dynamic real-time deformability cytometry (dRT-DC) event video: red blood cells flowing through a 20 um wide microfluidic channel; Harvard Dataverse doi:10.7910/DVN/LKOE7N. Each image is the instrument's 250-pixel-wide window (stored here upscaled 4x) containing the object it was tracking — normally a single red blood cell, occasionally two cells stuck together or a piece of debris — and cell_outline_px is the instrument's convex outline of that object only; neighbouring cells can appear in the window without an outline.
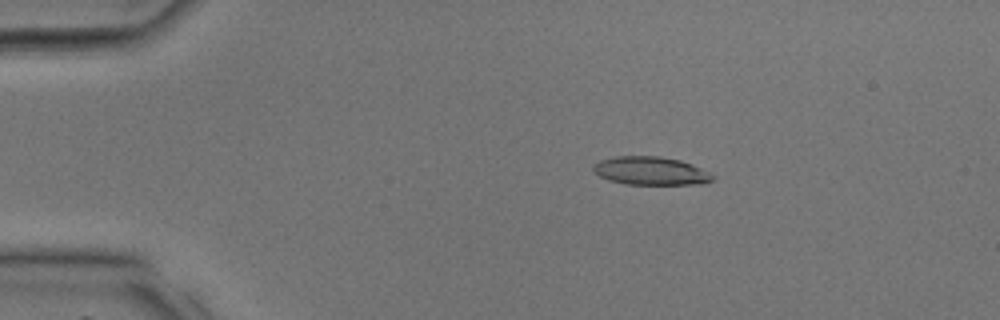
{"species": "common noctule bat (a hibernating species)", "species_latin": "Nyctalus noctula", "temperature_condition": "room temperature", "stored_images_in_passage": 31, "camera_frame_rate_fps": 3000, "um_per_image_px": 0.085, "animal": {"sex": "male", "body_mass_g": 17.9, "forearm_length_mm": 54.2}, "frame": {"image": 1, "passage_image": 1, "time_ms": 0.0, "image_size_px": [1000, 320], "cell_outline_px": [[716, 176], [712, 180], [704, 184], [624, 184], [608, 180], [600, 176], [592, 168], [600, 160], [616, 156], [660, 156], [680, 160], [692, 164]], "centroid_in_image_um": [55.33, 14.52], "position_along_channel_um": 29.7, "area_um2": 19.59}}
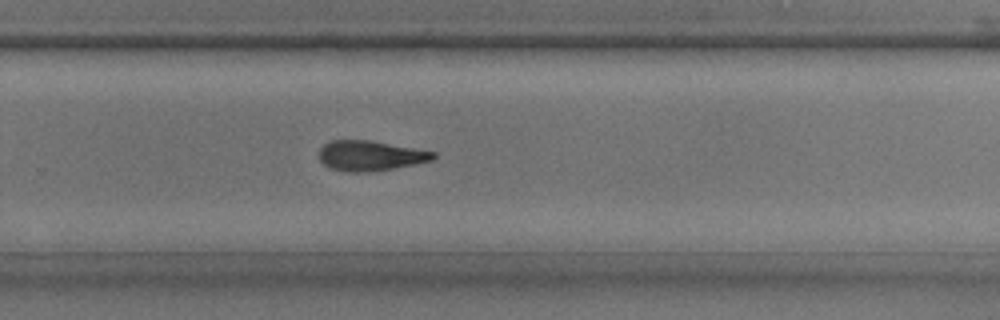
{"frame": {"image": 2, "passage_image": 19, "time_ms": 6.0, "image_size_px": [1000, 320], "cell_outline_px": [[436, 156], [432, 160], [392, 168], [368, 172], [348, 172], [332, 168], [324, 164], [320, 160], [320, 148], [324, 144], [332, 140], [368, 140], [436, 152]], "centroid_in_image_um": [31.45, 13.23], "position_along_channel_um": 298.3, "area_um2": 19.65}}
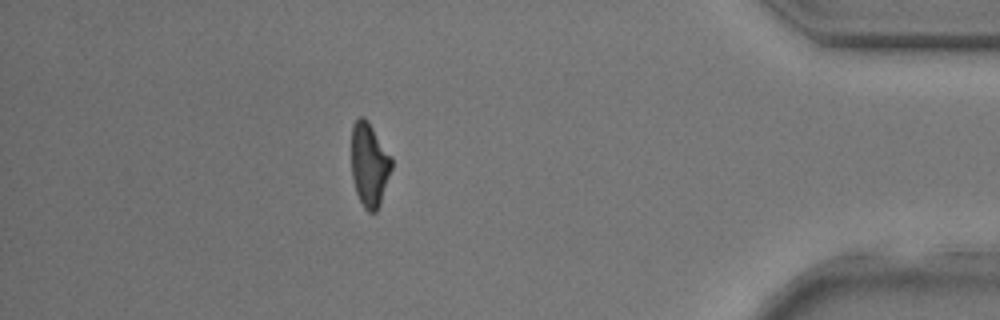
{"frame": {"image": 3, "passage_image": 27, "time_ms": 8.667, "image_size_px": [1000, 320], "cell_outline_px": [[392, 168], [380, 204], [376, 212], [368, 212], [364, 208], [356, 192], [352, 176], [352, 124], [360, 116], [364, 116], [368, 120], [392, 156]], "centroid_in_image_um": [31.4, 13.97], "position_along_channel_um": 403.8, "area_um2": 19.71}}